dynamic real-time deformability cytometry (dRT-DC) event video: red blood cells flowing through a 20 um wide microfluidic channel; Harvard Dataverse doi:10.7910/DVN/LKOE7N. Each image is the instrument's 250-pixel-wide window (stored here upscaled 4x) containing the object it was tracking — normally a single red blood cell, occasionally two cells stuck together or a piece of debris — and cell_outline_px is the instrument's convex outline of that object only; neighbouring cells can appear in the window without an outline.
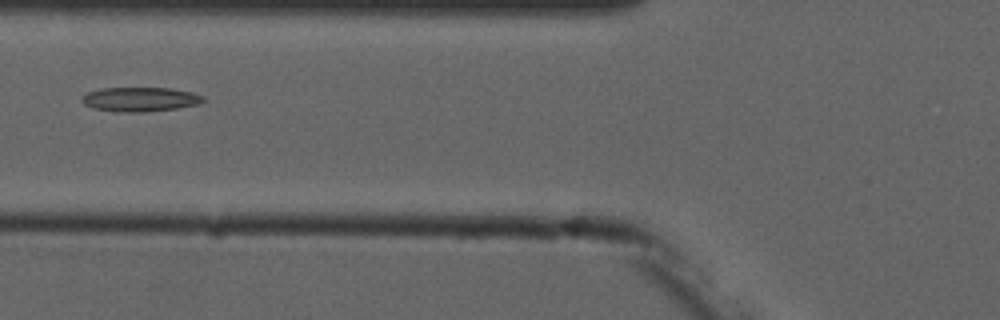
{"species": "common noctule bat (a hibernating species)", "species_latin": "Nyctalus noctula", "temperature_condition": "cold", "stored_images_in_passage": 5, "camera_frame_rate_fps": 3000, "um_per_image_px": 0.085, "animal": {"sex": "male", "forearm_length_mm": 52.5}, "frame": {"image": 1, "passage_image": 2, "time_ms": 1.333, "image_size_px": [1000, 320], "cell_outline_px": [[204, 100], [200, 104], [176, 108], [144, 112], [116, 112], [92, 108], [84, 104], [84, 96], [88, 92], [100, 88], [168, 88], [192, 92], [204, 96]], "centroid_in_image_um": [11.93, 8.44], "position_along_channel_um": 113.9, "area_um2": 17.11}}
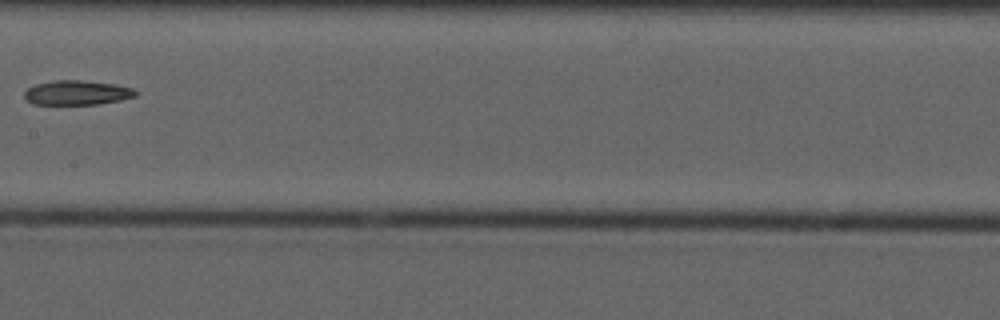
{"frame": {"image": 2, "passage_image": 4, "time_ms": 3.667, "image_size_px": [1000, 320], "cell_outline_px": [[140, 92], [136, 96], [120, 100], [96, 104], [32, 104], [24, 96], [24, 92], [28, 88], [36, 84], [56, 80], [84, 80], [116, 84], [132, 88]], "centroid_in_image_um": [6.58, 7.87], "position_along_channel_um": 200.8, "area_um2": 15.9}}
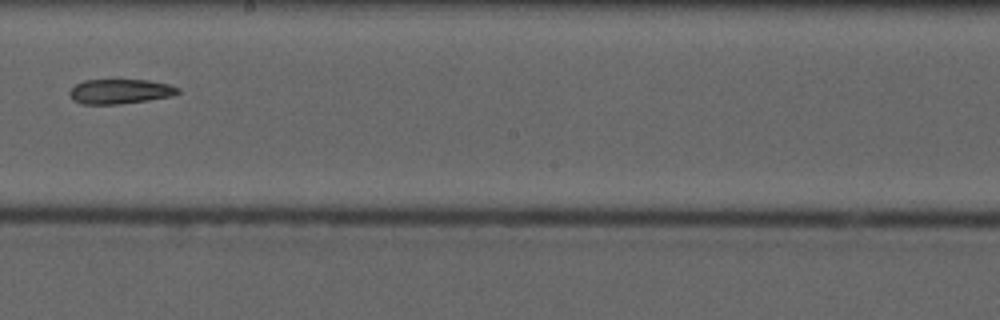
{"frame": {"image": 3, "passage_image": 5, "time_ms": 4.667, "image_size_px": [1000, 320], "cell_outline_px": [[180, 92], [172, 96], [148, 100], [120, 104], [84, 104], [72, 100], [68, 92], [76, 84], [84, 80], [148, 80], [168, 84], [180, 88]], "centroid_in_image_um": [10.2, 7.77], "position_along_channel_um": 238.0, "area_um2": 15.61}}